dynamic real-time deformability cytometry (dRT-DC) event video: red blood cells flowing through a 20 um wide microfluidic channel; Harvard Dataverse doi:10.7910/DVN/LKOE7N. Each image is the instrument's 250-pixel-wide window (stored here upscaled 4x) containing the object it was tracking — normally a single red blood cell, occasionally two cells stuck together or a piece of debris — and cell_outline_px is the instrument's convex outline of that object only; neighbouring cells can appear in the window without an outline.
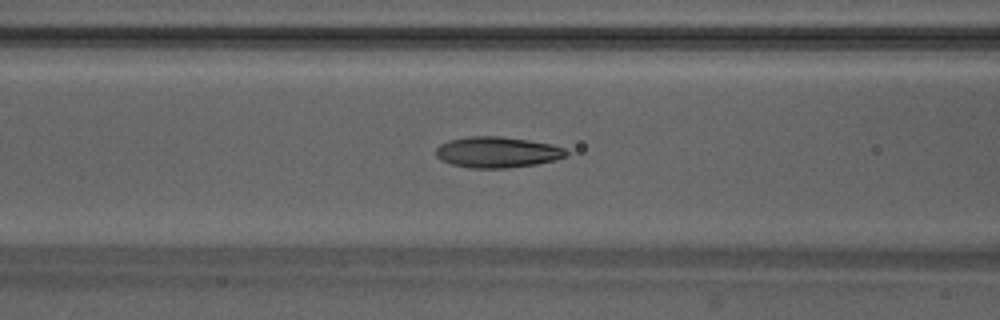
{"species": "Egyptian fruit bat (a non-hibernating species)", "species_latin": "Rousettus aegyptiacus", "temperature_condition": "warm", "stored_images_in_passage": 49, "camera_frame_rate_fps": 3000, "um_per_image_px": 0.085, "animal": {"sex": "male"}, "frame": {"image": 1, "passage_image": 20, "time_ms": 6.333, "image_size_px": [1000, 320], "cell_outline_px": [[568, 156], [556, 160], [536, 164], [504, 168], [468, 168], [452, 164], [440, 160], [436, 156], [436, 148], [440, 144], [448, 140], [468, 136], [500, 136], [528, 140], [552, 144], [564, 148], [568, 152]], "centroid_in_image_um": [42.26, 12.93], "position_along_channel_um": 124.3, "area_um2": 23.64}}
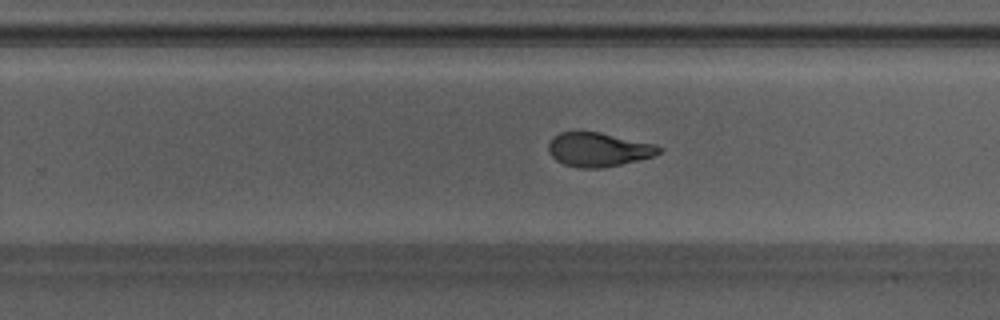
{"frame": {"image": 2, "passage_image": 31, "time_ms": 10.0, "image_size_px": [1000, 320], "cell_outline_px": [[664, 148], [656, 156], [604, 168], [580, 168], [564, 164], [556, 160], [548, 152], [548, 144], [552, 136], [560, 132], [600, 132], [656, 144]], "centroid_in_image_um": [50.89, 12.71], "position_along_channel_um": 278.9, "area_um2": 22.14}}
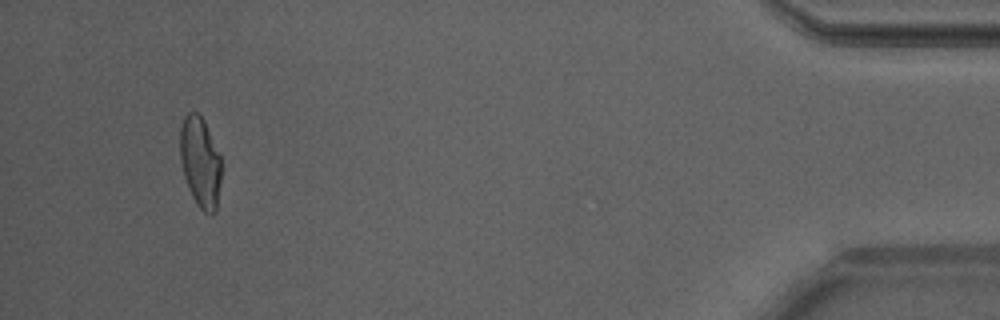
{"frame": {"image": 3, "passage_image": 46, "time_ms": 15.0, "image_size_px": [1000, 320], "cell_outline_px": [[220, 180], [216, 212], [204, 212], [196, 204], [188, 188], [184, 176], [180, 160], [180, 124], [184, 116], [188, 112], [196, 112], [204, 120], [220, 156]], "centroid_in_image_um": [16.99, 13.76], "position_along_channel_um": 418.2, "area_um2": 21.62}, "authors_computed_cell_mechanics": {"area_um2": 22.7154, "velocity_mm_per_s": 4.2342, "shape_relaxation_time_tau1_ms": 6.7744, "shape_relaxation_time_tau2_ms": 1.5669, "deformation_change_tau1": 0.2245, "deformation_change_tau2": 0.0779}}